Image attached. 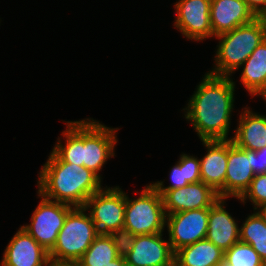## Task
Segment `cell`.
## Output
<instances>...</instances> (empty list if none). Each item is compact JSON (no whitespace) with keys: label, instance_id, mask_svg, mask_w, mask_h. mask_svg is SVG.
I'll list each match as a JSON object with an SVG mask.
<instances>
[{"label":"cell","instance_id":"25","mask_svg":"<svg viewBox=\"0 0 266 266\" xmlns=\"http://www.w3.org/2000/svg\"><path fill=\"white\" fill-rule=\"evenodd\" d=\"M178 161L172 166L169 170V177L167 178L169 181V185H166L165 180H157L152 181L150 184L163 196L168 190L177 189L181 187H185L188 185V181L186 180L185 173V153H180ZM165 183V184H164Z\"/></svg>","mask_w":266,"mask_h":266},{"label":"cell","instance_id":"3","mask_svg":"<svg viewBox=\"0 0 266 266\" xmlns=\"http://www.w3.org/2000/svg\"><path fill=\"white\" fill-rule=\"evenodd\" d=\"M266 38V17H257L252 22L220 34L213 55V67L207 71L216 76L234 77L235 71Z\"/></svg>","mask_w":266,"mask_h":266},{"label":"cell","instance_id":"23","mask_svg":"<svg viewBox=\"0 0 266 266\" xmlns=\"http://www.w3.org/2000/svg\"><path fill=\"white\" fill-rule=\"evenodd\" d=\"M118 257L111 236L99 234L76 263L79 266H108Z\"/></svg>","mask_w":266,"mask_h":266},{"label":"cell","instance_id":"11","mask_svg":"<svg viewBox=\"0 0 266 266\" xmlns=\"http://www.w3.org/2000/svg\"><path fill=\"white\" fill-rule=\"evenodd\" d=\"M166 233L144 234L135 237L134 245L124 256L133 266H168L174 261L173 252Z\"/></svg>","mask_w":266,"mask_h":266},{"label":"cell","instance_id":"17","mask_svg":"<svg viewBox=\"0 0 266 266\" xmlns=\"http://www.w3.org/2000/svg\"><path fill=\"white\" fill-rule=\"evenodd\" d=\"M241 109L238 108L232 141L242 149L257 151L266 146V114L253 111L248 104Z\"/></svg>","mask_w":266,"mask_h":266},{"label":"cell","instance_id":"31","mask_svg":"<svg viewBox=\"0 0 266 266\" xmlns=\"http://www.w3.org/2000/svg\"><path fill=\"white\" fill-rule=\"evenodd\" d=\"M124 262H125V258L122 256H119L115 260L111 261L108 266H123Z\"/></svg>","mask_w":266,"mask_h":266},{"label":"cell","instance_id":"5","mask_svg":"<svg viewBox=\"0 0 266 266\" xmlns=\"http://www.w3.org/2000/svg\"><path fill=\"white\" fill-rule=\"evenodd\" d=\"M139 196L126 192L124 228L135 236L165 232L166 213L162 195L150 184H145Z\"/></svg>","mask_w":266,"mask_h":266},{"label":"cell","instance_id":"33","mask_svg":"<svg viewBox=\"0 0 266 266\" xmlns=\"http://www.w3.org/2000/svg\"><path fill=\"white\" fill-rule=\"evenodd\" d=\"M218 266H231L227 261L224 259L218 264Z\"/></svg>","mask_w":266,"mask_h":266},{"label":"cell","instance_id":"4","mask_svg":"<svg viewBox=\"0 0 266 266\" xmlns=\"http://www.w3.org/2000/svg\"><path fill=\"white\" fill-rule=\"evenodd\" d=\"M99 235L84 207H73L67 214L57 241L49 252L50 262L76 263Z\"/></svg>","mask_w":266,"mask_h":266},{"label":"cell","instance_id":"22","mask_svg":"<svg viewBox=\"0 0 266 266\" xmlns=\"http://www.w3.org/2000/svg\"><path fill=\"white\" fill-rule=\"evenodd\" d=\"M252 212L242 220L239 229L240 242L251 245L266 264V217L260 210Z\"/></svg>","mask_w":266,"mask_h":266},{"label":"cell","instance_id":"2","mask_svg":"<svg viewBox=\"0 0 266 266\" xmlns=\"http://www.w3.org/2000/svg\"><path fill=\"white\" fill-rule=\"evenodd\" d=\"M37 173L36 192L48 200L73 207H84L87 199L106 185L91 170L62 162L51 150Z\"/></svg>","mask_w":266,"mask_h":266},{"label":"cell","instance_id":"19","mask_svg":"<svg viewBox=\"0 0 266 266\" xmlns=\"http://www.w3.org/2000/svg\"><path fill=\"white\" fill-rule=\"evenodd\" d=\"M241 69V70H240ZM239 83L251 98L266 93V38L241 65Z\"/></svg>","mask_w":266,"mask_h":266},{"label":"cell","instance_id":"20","mask_svg":"<svg viewBox=\"0 0 266 266\" xmlns=\"http://www.w3.org/2000/svg\"><path fill=\"white\" fill-rule=\"evenodd\" d=\"M66 128L58 136L52 152L62 161L83 166L82 161V119L63 120Z\"/></svg>","mask_w":266,"mask_h":266},{"label":"cell","instance_id":"27","mask_svg":"<svg viewBox=\"0 0 266 266\" xmlns=\"http://www.w3.org/2000/svg\"><path fill=\"white\" fill-rule=\"evenodd\" d=\"M113 240L114 246L119 256H126L132 249L135 241V235L126 228L114 230L109 234Z\"/></svg>","mask_w":266,"mask_h":266},{"label":"cell","instance_id":"12","mask_svg":"<svg viewBox=\"0 0 266 266\" xmlns=\"http://www.w3.org/2000/svg\"><path fill=\"white\" fill-rule=\"evenodd\" d=\"M1 266H49L46 251L23 227H19L4 247Z\"/></svg>","mask_w":266,"mask_h":266},{"label":"cell","instance_id":"18","mask_svg":"<svg viewBox=\"0 0 266 266\" xmlns=\"http://www.w3.org/2000/svg\"><path fill=\"white\" fill-rule=\"evenodd\" d=\"M257 18L243 0H211L210 21L213 38Z\"/></svg>","mask_w":266,"mask_h":266},{"label":"cell","instance_id":"13","mask_svg":"<svg viewBox=\"0 0 266 266\" xmlns=\"http://www.w3.org/2000/svg\"><path fill=\"white\" fill-rule=\"evenodd\" d=\"M254 177L252 150L242 149L233 143L232 139H228L224 198H240L249 188Z\"/></svg>","mask_w":266,"mask_h":266},{"label":"cell","instance_id":"36","mask_svg":"<svg viewBox=\"0 0 266 266\" xmlns=\"http://www.w3.org/2000/svg\"><path fill=\"white\" fill-rule=\"evenodd\" d=\"M168 266H179L175 261H173L170 265Z\"/></svg>","mask_w":266,"mask_h":266},{"label":"cell","instance_id":"24","mask_svg":"<svg viewBox=\"0 0 266 266\" xmlns=\"http://www.w3.org/2000/svg\"><path fill=\"white\" fill-rule=\"evenodd\" d=\"M223 259L231 266H266L251 245L240 241L224 252Z\"/></svg>","mask_w":266,"mask_h":266},{"label":"cell","instance_id":"21","mask_svg":"<svg viewBox=\"0 0 266 266\" xmlns=\"http://www.w3.org/2000/svg\"><path fill=\"white\" fill-rule=\"evenodd\" d=\"M223 257L224 251L205 238L177 250L174 261L179 266H218Z\"/></svg>","mask_w":266,"mask_h":266},{"label":"cell","instance_id":"32","mask_svg":"<svg viewBox=\"0 0 266 266\" xmlns=\"http://www.w3.org/2000/svg\"><path fill=\"white\" fill-rule=\"evenodd\" d=\"M49 266H79L77 263H57V262H51Z\"/></svg>","mask_w":266,"mask_h":266},{"label":"cell","instance_id":"26","mask_svg":"<svg viewBox=\"0 0 266 266\" xmlns=\"http://www.w3.org/2000/svg\"><path fill=\"white\" fill-rule=\"evenodd\" d=\"M239 204L246 205L251 202L253 210H260L266 205V173L255 175L249 188L240 198H236Z\"/></svg>","mask_w":266,"mask_h":266},{"label":"cell","instance_id":"30","mask_svg":"<svg viewBox=\"0 0 266 266\" xmlns=\"http://www.w3.org/2000/svg\"><path fill=\"white\" fill-rule=\"evenodd\" d=\"M256 17H266V0H243Z\"/></svg>","mask_w":266,"mask_h":266},{"label":"cell","instance_id":"9","mask_svg":"<svg viewBox=\"0 0 266 266\" xmlns=\"http://www.w3.org/2000/svg\"><path fill=\"white\" fill-rule=\"evenodd\" d=\"M211 0H176L173 27L187 40L202 42L213 38Z\"/></svg>","mask_w":266,"mask_h":266},{"label":"cell","instance_id":"10","mask_svg":"<svg viewBox=\"0 0 266 266\" xmlns=\"http://www.w3.org/2000/svg\"><path fill=\"white\" fill-rule=\"evenodd\" d=\"M209 208L166 214L165 230L175 253L207 236Z\"/></svg>","mask_w":266,"mask_h":266},{"label":"cell","instance_id":"34","mask_svg":"<svg viewBox=\"0 0 266 266\" xmlns=\"http://www.w3.org/2000/svg\"><path fill=\"white\" fill-rule=\"evenodd\" d=\"M260 212L266 217V205L260 209Z\"/></svg>","mask_w":266,"mask_h":266},{"label":"cell","instance_id":"28","mask_svg":"<svg viewBox=\"0 0 266 266\" xmlns=\"http://www.w3.org/2000/svg\"><path fill=\"white\" fill-rule=\"evenodd\" d=\"M185 173L188 183L201 181L200 159L198 156L185 152Z\"/></svg>","mask_w":266,"mask_h":266},{"label":"cell","instance_id":"15","mask_svg":"<svg viewBox=\"0 0 266 266\" xmlns=\"http://www.w3.org/2000/svg\"><path fill=\"white\" fill-rule=\"evenodd\" d=\"M206 153L200 159L201 181L224 198V183L228 161L227 140H201Z\"/></svg>","mask_w":266,"mask_h":266},{"label":"cell","instance_id":"35","mask_svg":"<svg viewBox=\"0 0 266 266\" xmlns=\"http://www.w3.org/2000/svg\"><path fill=\"white\" fill-rule=\"evenodd\" d=\"M260 99H262L265 103V107H266V93H263L261 96H260Z\"/></svg>","mask_w":266,"mask_h":266},{"label":"cell","instance_id":"29","mask_svg":"<svg viewBox=\"0 0 266 266\" xmlns=\"http://www.w3.org/2000/svg\"><path fill=\"white\" fill-rule=\"evenodd\" d=\"M252 170L255 175L266 173V146L252 151Z\"/></svg>","mask_w":266,"mask_h":266},{"label":"cell","instance_id":"1","mask_svg":"<svg viewBox=\"0 0 266 266\" xmlns=\"http://www.w3.org/2000/svg\"><path fill=\"white\" fill-rule=\"evenodd\" d=\"M236 82L234 77L202 75L184 108L182 117L201 140H227L235 113Z\"/></svg>","mask_w":266,"mask_h":266},{"label":"cell","instance_id":"37","mask_svg":"<svg viewBox=\"0 0 266 266\" xmlns=\"http://www.w3.org/2000/svg\"><path fill=\"white\" fill-rule=\"evenodd\" d=\"M123 266H133V265H132V264H129L128 262L125 261V262L123 263Z\"/></svg>","mask_w":266,"mask_h":266},{"label":"cell","instance_id":"16","mask_svg":"<svg viewBox=\"0 0 266 266\" xmlns=\"http://www.w3.org/2000/svg\"><path fill=\"white\" fill-rule=\"evenodd\" d=\"M229 198H219L210 208L206 238L222 251L240 241V222L227 210Z\"/></svg>","mask_w":266,"mask_h":266},{"label":"cell","instance_id":"7","mask_svg":"<svg viewBox=\"0 0 266 266\" xmlns=\"http://www.w3.org/2000/svg\"><path fill=\"white\" fill-rule=\"evenodd\" d=\"M126 192L122 186L105 185L99 192L92 194L84 208L94 222L99 234H111L124 227Z\"/></svg>","mask_w":266,"mask_h":266},{"label":"cell","instance_id":"8","mask_svg":"<svg viewBox=\"0 0 266 266\" xmlns=\"http://www.w3.org/2000/svg\"><path fill=\"white\" fill-rule=\"evenodd\" d=\"M40 202L36 205L30 217L29 224L20 225L23 227L46 251L50 252L63 227L65 218L73 206L51 201L44 198L37 192Z\"/></svg>","mask_w":266,"mask_h":266},{"label":"cell","instance_id":"14","mask_svg":"<svg viewBox=\"0 0 266 266\" xmlns=\"http://www.w3.org/2000/svg\"><path fill=\"white\" fill-rule=\"evenodd\" d=\"M162 198L165 213L173 214L210 208L220 197L212 187L200 181L189 183L185 187L168 190Z\"/></svg>","mask_w":266,"mask_h":266},{"label":"cell","instance_id":"6","mask_svg":"<svg viewBox=\"0 0 266 266\" xmlns=\"http://www.w3.org/2000/svg\"><path fill=\"white\" fill-rule=\"evenodd\" d=\"M121 127L107 126L92 117L82 119L83 166L95 173L102 181V170L110 158L116 157L115 147ZM101 172V173H100Z\"/></svg>","mask_w":266,"mask_h":266}]
</instances>
